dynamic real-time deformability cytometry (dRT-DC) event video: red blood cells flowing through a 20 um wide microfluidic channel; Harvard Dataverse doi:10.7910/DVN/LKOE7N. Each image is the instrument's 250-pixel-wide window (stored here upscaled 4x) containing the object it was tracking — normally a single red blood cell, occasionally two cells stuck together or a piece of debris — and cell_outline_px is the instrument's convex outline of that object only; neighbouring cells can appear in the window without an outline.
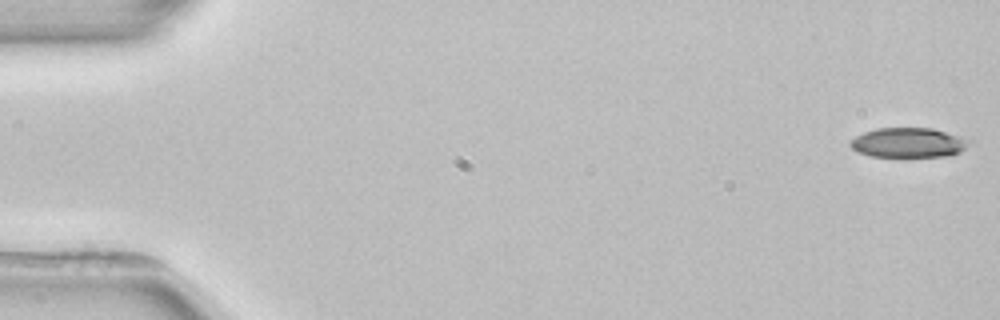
{"species": "common noctule bat (a hibernating species)", "species_latin": "Nyctalus noctula", "temperature_condition": "room temperature", "stored_images_in_passage": 5, "camera_frame_rate_fps": 3000, "um_per_image_px": 0.085, "animal": {"sex": "female", "body_mass_g": 22.7, "forearm_length_mm": 54.2}, "frame": {"image": 1, "passage_image": 1, "time_ms": 0.0, "image_size_px": [1000, 320], "cell_outline_px": [[972, 140], [960, 152], [952, 156], [872, 156], [856, 152], [848, 144], [848, 140], [864, 132], [876, 128], [932, 128]], "centroid_in_image_um": [77.17, 12.12], "position_along_channel_um": 7.8, "area_um2": 20.58}}
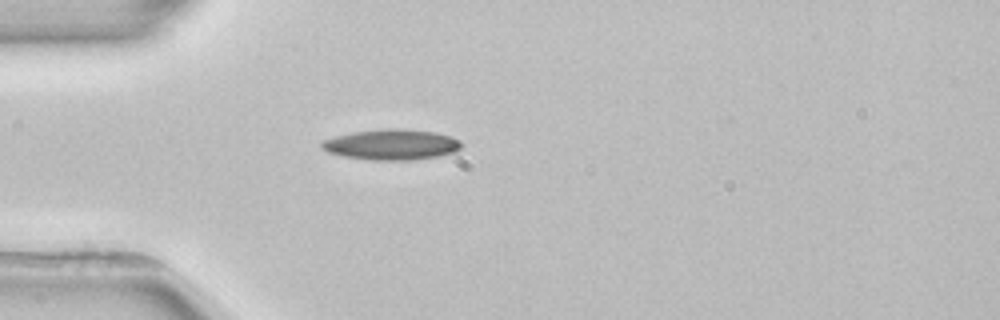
{"frame": {"image": 2, "passage_image": 5, "time_ms": 4.667, "image_size_px": [1000, 320], "cell_outline_px": [[460, 148], [456, 152], [436, 156], [412, 160], [372, 160], [344, 156], [328, 152], [320, 148], [320, 144], [324, 140], [336, 136], [352, 132], [388, 128], [400, 128], [436, 132], [452, 136], [460, 140]], "centroid_in_image_um": [33.29, 12.28], "position_along_channel_um": 51.7, "area_um2": 24.91}}